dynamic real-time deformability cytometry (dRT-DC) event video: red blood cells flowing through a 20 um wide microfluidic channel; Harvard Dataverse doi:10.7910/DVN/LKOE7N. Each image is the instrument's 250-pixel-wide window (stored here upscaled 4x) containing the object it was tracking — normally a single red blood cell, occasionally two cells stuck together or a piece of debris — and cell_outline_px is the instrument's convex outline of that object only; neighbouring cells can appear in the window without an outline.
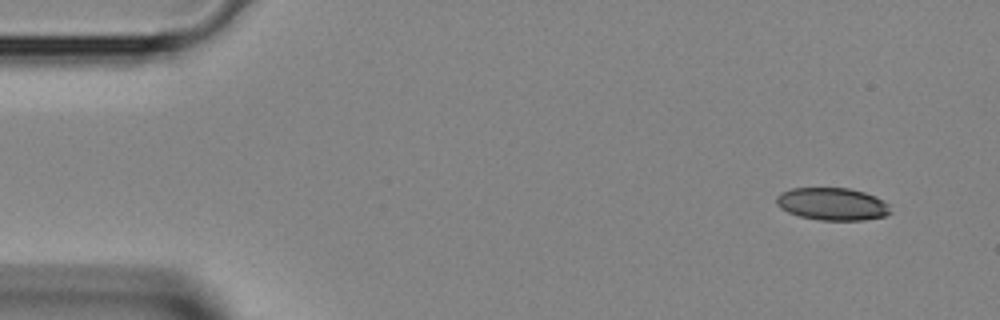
{"species": "Egyptian fruit bat (a non-hibernating species)", "species_latin": "Rousettus aegyptiacus", "temperature_condition": "room temperature", "stored_images_in_passage": 3, "camera_frame_rate_fps": 3000, "um_per_image_px": 0.085, "animal": {"sex": "female"}, "frame": {"image": 1, "passage_image": 1, "time_ms": 0.0, "image_size_px": [1000, 320], "cell_outline_px": [[892, 212], [884, 216], [864, 220], [820, 220], [800, 216], [788, 212], [780, 208], [776, 204], [776, 196], [780, 192], [792, 188], [848, 188], [864, 192], [876, 196], [884, 200], [888, 204]], "centroid_in_image_um": [70.74, 17.33], "position_along_channel_um": 14.3, "area_um2": 21.73}}